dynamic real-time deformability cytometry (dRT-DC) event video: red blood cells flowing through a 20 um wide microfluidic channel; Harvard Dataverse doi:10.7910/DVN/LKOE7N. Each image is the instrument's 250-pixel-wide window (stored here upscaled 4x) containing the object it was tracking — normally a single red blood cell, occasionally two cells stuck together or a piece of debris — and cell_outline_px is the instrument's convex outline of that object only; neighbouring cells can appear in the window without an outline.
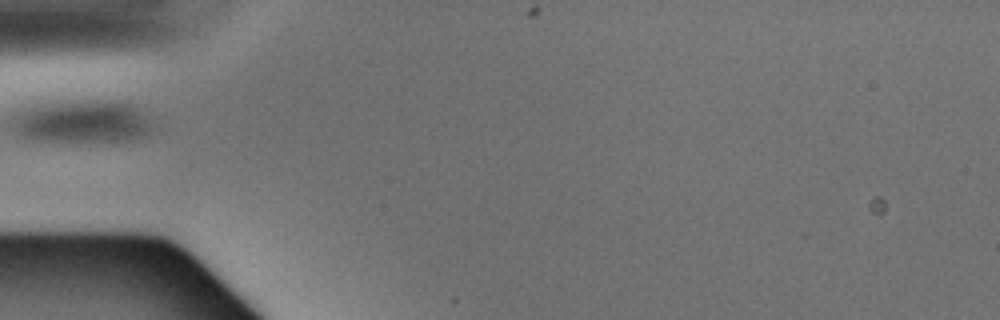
{"species": "Egyptian fruit bat (a non-hibernating species)", "species_latin": "Rousettus aegyptiacus", "temperature_condition": "warm", "stored_images_in_passage": 1, "camera_frame_rate_fps": 3000, "um_per_image_px": 0.085, "animal": {"sex": "male"}, "frame": {"image": 1, "passage_image": 1, "time_ms": 0.0, "image_size_px": [1000, 320], "cell_outline_px": [[152, 132], [148, 136], [136, 140], [36, 140], [20, 136], [12, 124], [12, 112], [24, 100], [40, 96], [120, 96], [132, 100], [140, 104], [148, 116], [152, 124]], "centroid_in_image_um": [6.91, 10.09], "position_along_channel_um": 78.1, "area_um2": 40.23}}